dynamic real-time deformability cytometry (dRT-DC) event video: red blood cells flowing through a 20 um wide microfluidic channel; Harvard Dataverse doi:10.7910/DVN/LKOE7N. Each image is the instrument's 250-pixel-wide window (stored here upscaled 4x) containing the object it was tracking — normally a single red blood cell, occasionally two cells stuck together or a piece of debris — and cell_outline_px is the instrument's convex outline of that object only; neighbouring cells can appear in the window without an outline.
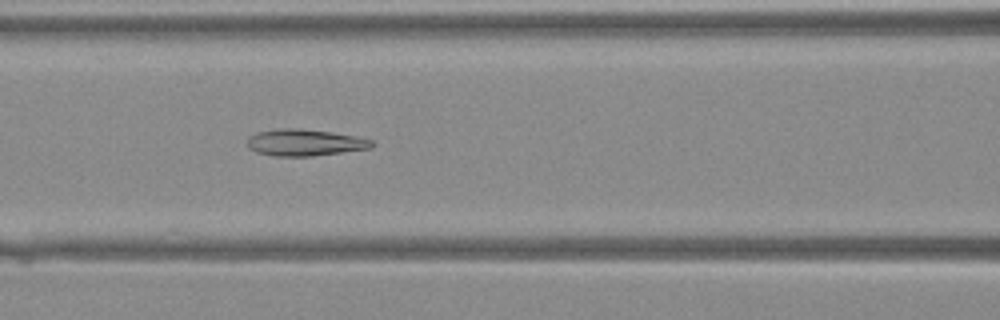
{"species": "Egyptian fruit bat (a non-hibernating species)", "species_latin": "Rousettus aegyptiacus", "temperature_condition": "warm", "stored_images_in_passage": 31, "camera_frame_rate_fps": 3000, "um_per_image_px": 0.085, "animal": {"sex": "female"}, "frame": {"image": 1, "passage_image": 8, "time_ms": 2.333, "image_size_px": [1000, 320], "cell_outline_px": [[376, 144], [372, 148], [312, 156], [276, 156], [256, 152], [248, 148], [248, 140], [252, 136], [260, 132], [276, 128], [300, 128], [332, 132], [372, 140]], "centroid_in_image_um": [25.93, 12.12], "position_along_channel_um": 140.7, "area_um2": 19.19}}
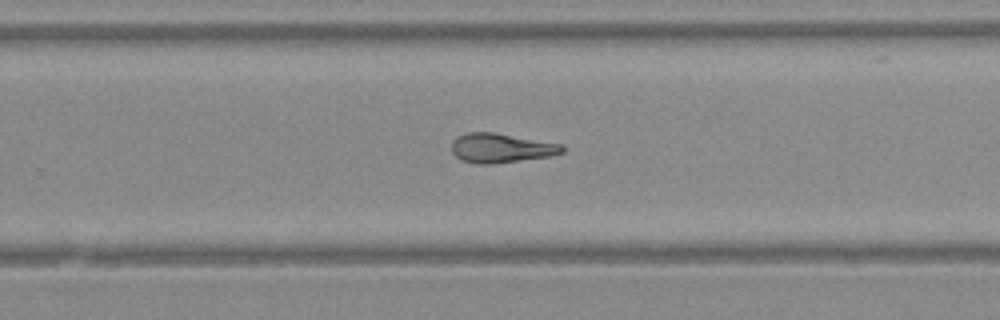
{"frame": {"image": 2, "passage_image": 17, "time_ms": 5.333, "image_size_px": [1000, 320], "cell_outline_px": [[564, 152], [552, 156], [492, 164], [476, 164], [460, 160], [452, 152], [452, 140], [456, 136], [468, 132], [492, 132], [564, 144]], "centroid_in_image_um": [42.59, 12.58], "position_along_channel_um": 287.2, "area_um2": 19.13}}
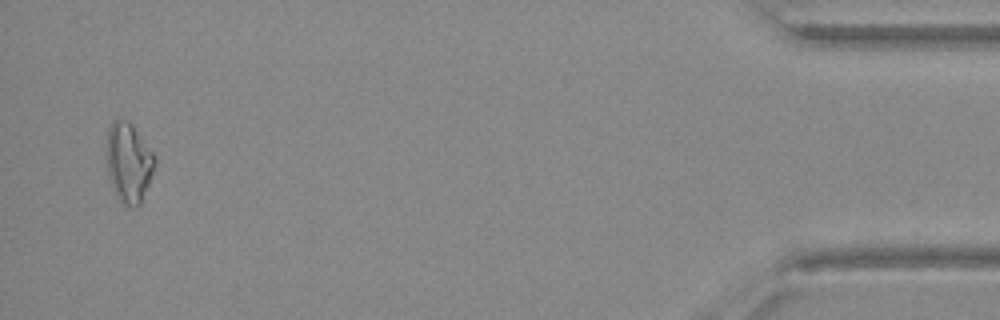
{"frame": {"image": 3, "passage_image": 30, "time_ms": 9.667, "image_size_px": [1000, 320], "cell_outline_px": [[156, 164], [140, 204], [136, 208], [132, 208], [124, 204], [120, 200], [108, 176], [108, 128], [112, 120], [128, 120], [132, 124], [156, 156]], "centroid_in_image_um": [10.97, 13.81], "position_along_channel_um": 424.2, "area_um2": 22.02}}